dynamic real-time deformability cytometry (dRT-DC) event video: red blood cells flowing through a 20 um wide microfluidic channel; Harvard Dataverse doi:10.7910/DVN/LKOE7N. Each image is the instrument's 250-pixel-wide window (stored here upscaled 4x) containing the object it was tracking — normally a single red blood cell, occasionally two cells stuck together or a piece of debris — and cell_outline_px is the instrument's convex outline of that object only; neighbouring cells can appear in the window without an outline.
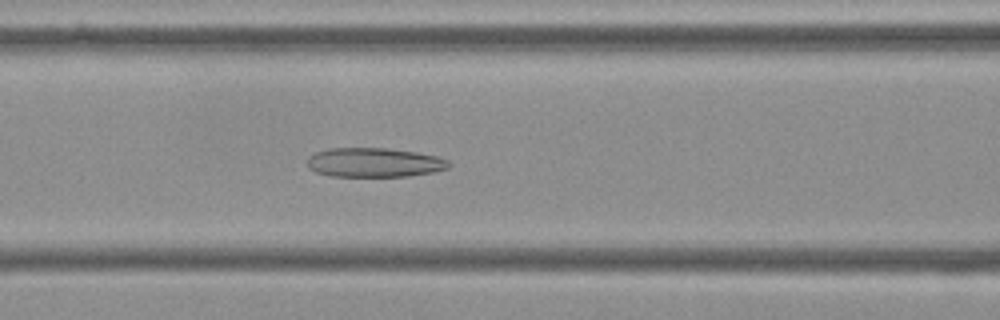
{"species": "Egyptian fruit bat (a non-hibernating species)", "species_latin": "Rousettus aegyptiacus", "temperature_condition": "cold", "stored_images_in_passage": 54, "camera_frame_rate_fps": 3000, "um_per_image_px": 0.085, "frame": {"image": 1, "passage_image": 22, "time_ms": 7.0, "image_size_px": [1000, 320], "cell_outline_px": [[452, 164], [448, 168], [432, 172], [408, 176], [328, 176], [316, 172], [308, 168], [308, 156], [316, 152], [332, 148], [384, 148], [416, 152], [436, 156], [448, 160]], "centroid_in_image_um": [31.8, 13.81], "position_along_channel_um": 134.8, "area_um2": 24.1}}
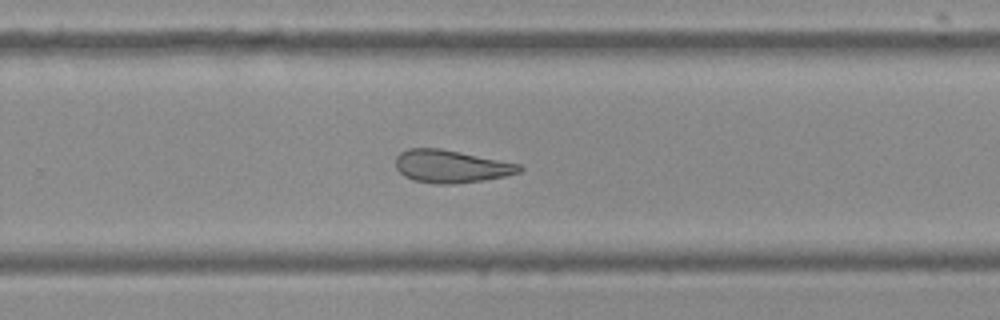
{"frame": {"image": 2, "passage_image": 35, "time_ms": 11.333, "image_size_px": [1000, 320], "cell_outline_px": [[524, 168], [520, 172], [504, 176], [484, 180], [448, 184], [436, 184], [412, 180], [404, 176], [396, 168], [396, 156], [400, 152], [408, 148], [440, 148], [520, 164]], "centroid_in_image_um": [38.31, 14.14], "position_along_channel_um": 291.5, "area_um2": 23.52}}
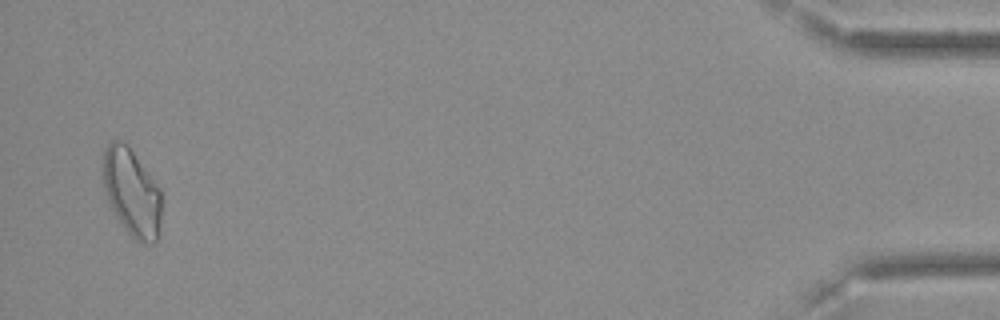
{"frame": {"image": 3, "passage_image": 53, "time_ms": 17.333, "image_size_px": [1000, 320], "cell_outline_px": [[160, 236], [152, 244], [140, 244], [128, 232], [116, 216], [108, 200], [100, 176], [104, 152], [108, 144], [112, 140], [120, 140], [128, 144], [160, 188]], "centroid_in_image_um": [11.18, 16.34], "position_along_channel_um": 424.0, "area_um2": 30.17}, "authors_computed_cell_mechanics": {"area_um2": 26.2412, "velocity_mm_per_s": 3.6207, "shape_relaxation_time_tau1_ms": null, "shape_relaxation_time_tau2_ms": 4.6353, "deformation_change_tau1": null, "deformation_change_tau2": 0.1304}}